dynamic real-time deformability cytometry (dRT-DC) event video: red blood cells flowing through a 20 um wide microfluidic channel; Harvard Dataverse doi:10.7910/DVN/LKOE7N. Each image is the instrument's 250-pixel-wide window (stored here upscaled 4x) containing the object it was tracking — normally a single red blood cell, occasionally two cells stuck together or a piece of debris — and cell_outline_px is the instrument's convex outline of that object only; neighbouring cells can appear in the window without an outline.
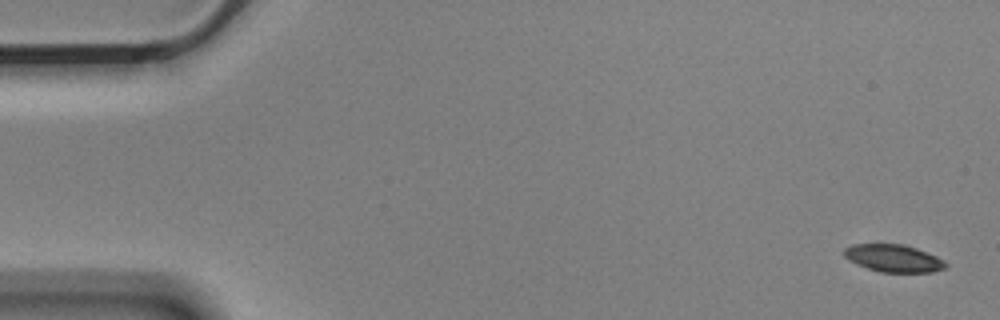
{"species": "Egyptian fruit bat (a non-hibernating species)", "species_latin": "Rousettus aegyptiacus", "temperature_condition": "cold", "stored_images_in_passage": 6, "camera_frame_rate_fps": 3000, "um_per_image_px": 0.085, "animal": {"sex": "male"}, "frame": {"image": 1, "passage_image": 1, "time_ms": 0.0, "image_size_px": [1000, 320], "cell_outline_px": [[948, 268], [932, 272], [880, 272], [856, 264], [848, 260], [844, 256], [844, 248], [852, 244], [900, 244], [916, 248], [936, 256], [944, 260], [948, 264]], "centroid_in_image_um": [75.96, 21.96], "position_along_channel_um": 9.0, "area_um2": 16.3}}